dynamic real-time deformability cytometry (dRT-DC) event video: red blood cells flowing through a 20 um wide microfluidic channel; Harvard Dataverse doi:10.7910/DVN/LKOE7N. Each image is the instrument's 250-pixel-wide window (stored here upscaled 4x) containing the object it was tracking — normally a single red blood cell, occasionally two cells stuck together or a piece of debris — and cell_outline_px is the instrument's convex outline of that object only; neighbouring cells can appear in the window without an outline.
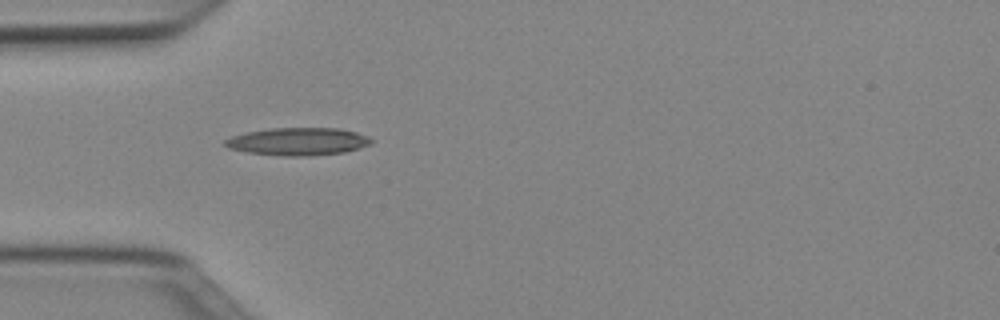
{"species": "Egyptian fruit bat (a non-hibernating species)", "species_latin": "Rousettus aegyptiacus", "temperature_condition": "cold", "stored_images_in_passage": 4, "camera_frame_rate_fps": 3000, "um_per_image_px": 0.085, "animal": {"sex": "female"}, "frame": {"image": 1, "passage_image": 1, "time_ms": 0.0, "image_size_px": [1000, 320], "cell_outline_px": [[372, 144], [360, 148], [344, 152], [304, 156], [284, 156], [248, 152], [228, 148], [224, 144], [224, 140], [232, 136], [248, 132], [272, 128], [340, 128], [356, 132], [368, 136], [372, 140]], "centroid_in_image_um": [25.35, 12.02], "position_along_channel_um": 59.6, "area_um2": 23.47}}
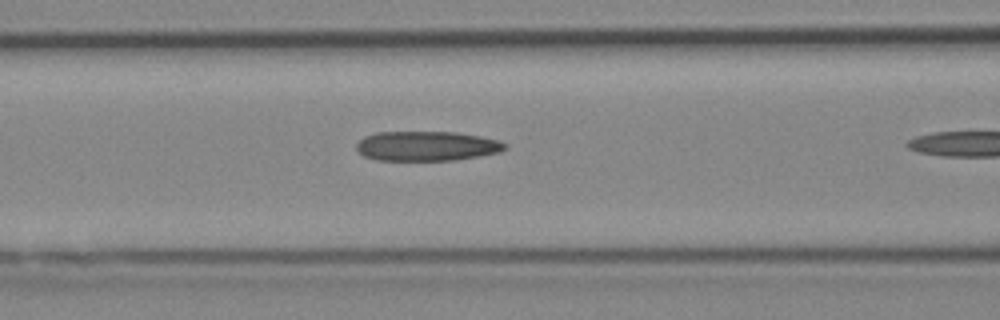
{"frame": {"image": 2, "passage_image": 3, "time_ms": 0.667, "image_size_px": [1000, 320], "cell_outline_px": [[508, 148], [500, 152], [480, 156], [456, 160], [376, 160], [364, 156], [356, 148], [356, 144], [364, 136], [376, 132], [456, 132], [480, 136], [500, 140], [508, 144]], "centroid_in_image_um": [36.31, 12.41], "position_along_channel_um": 130.3, "area_um2": 25.89}}